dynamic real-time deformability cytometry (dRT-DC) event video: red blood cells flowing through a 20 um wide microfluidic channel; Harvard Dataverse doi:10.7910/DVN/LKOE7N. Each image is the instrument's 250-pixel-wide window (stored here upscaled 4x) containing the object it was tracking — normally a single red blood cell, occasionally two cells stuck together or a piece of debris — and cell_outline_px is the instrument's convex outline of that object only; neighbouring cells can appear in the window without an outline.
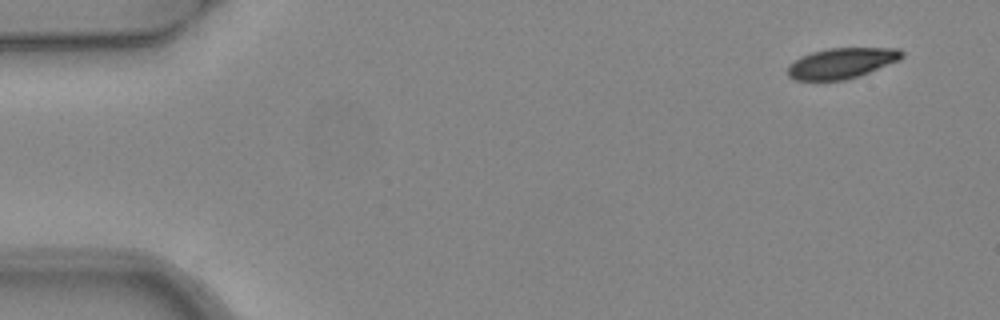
{"species": "common noctule bat (a hibernating species)", "species_latin": "Nyctalus noctula", "temperature_condition": "warm", "stored_images_in_passage": 4, "camera_frame_rate_fps": 3000, "um_per_image_px": 0.085, "animal": {"sex": "female", "body_mass_g": 24.6, "forearm_length_mm": 56.2}, "frame": {"image": 1, "passage_image": 1, "time_ms": 0.0, "image_size_px": [1000, 320], "cell_outline_px": [[904, 56], [900, 60], [868, 72], [844, 80], [796, 80], [788, 76], [788, 64], [800, 56], [812, 52], [828, 48], [900, 48], [904, 52]], "centroid_in_image_um": [71.53, 5.35], "position_along_channel_um": 13.5, "area_um2": 20.29}}